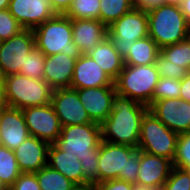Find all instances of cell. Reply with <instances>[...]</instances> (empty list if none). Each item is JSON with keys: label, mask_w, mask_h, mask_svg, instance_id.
<instances>
[{"label": "cell", "mask_w": 190, "mask_h": 190, "mask_svg": "<svg viewBox=\"0 0 190 190\" xmlns=\"http://www.w3.org/2000/svg\"><path fill=\"white\" fill-rule=\"evenodd\" d=\"M139 154L140 150L137 148L127 160L126 167V182L136 184L139 171Z\"/></svg>", "instance_id": "74e56055"}, {"label": "cell", "mask_w": 190, "mask_h": 190, "mask_svg": "<svg viewBox=\"0 0 190 190\" xmlns=\"http://www.w3.org/2000/svg\"><path fill=\"white\" fill-rule=\"evenodd\" d=\"M101 86L115 85L110 76L88 54H82L76 59L70 87L83 89Z\"/></svg>", "instance_id": "e0dca14e"}, {"label": "cell", "mask_w": 190, "mask_h": 190, "mask_svg": "<svg viewBox=\"0 0 190 190\" xmlns=\"http://www.w3.org/2000/svg\"><path fill=\"white\" fill-rule=\"evenodd\" d=\"M46 55L36 46L26 56L24 68L20 69L19 74L32 79L43 80V71Z\"/></svg>", "instance_id": "f546056e"}, {"label": "cell", "mask_w": 190, "mask_h": 190, "mask_svg": "<svg viewBox=\"0 0 190 190\" xmlns=\"http://www.w3.org/2000/svg\"><path fill=\"white\" fill-rule=\"evenodd\" d=\"M10 0H0V10H6L9 7Z\"/></svg>", "instance_id": "c3c4849f"}, {"label": "cell", "mask_w": 190, "mask_h": 190, "mask_svg": "<svg viewBox=\"0 0 190 190\" xmlns=\"http://www.w3.org/2000/svg\"><path fill=\"white\" fill-rule=\"evenodd\" d=\"M35 46L46 56L64 53L69 57L79 58L80 49L73 42L72 19L65 14H56L33 29Z\"/></svg>", "instance_id": "7a4b0ae2"}, {"label": "cell", "mask_w": 190, "mask_h": 190, "mask_svg": "<svg viewBox=\"0 0 190 190\" xmlns=\"http://www.w3.org/2000/svg\"><path fill=\"white\" fill-rule=\"evenodd\" d=\"M47 165L77 185L84 184V172L79 158L60 150L55 144H49Z\"/></svg>", "instance_id": "7402d4cb"}, {"label": "cell", "mask_w": 190, "mask_h": 190, "mask_svg": "<svg viewBox=\"0 0 190 190\" xmlns=\"http://www.w3.org/2000/svg\"><path fill=\"white\" fill-rule=\"evenodd\" d=\"M148 107L116 94L110 103V114L101 124L102 140L138 148L141 121Z\"/></svg>", "instance_id": "6da1fadb"}, {"label": "cell", "mask_w": 190, "mask_h": 190, "mask_svg": "<svg viewBox=\"0 0 190 190\" xmlns=\"http://www.w3.org/2000/svg\"><path fill=\"white\" fill-rule=\"evenodd\" d=\"M49 144L34 136H29L14 154L22 173H36L47 165Z\"/></svg>", "instance_id": "d6986e66"}, {"label": "cell", "mask_w": 190, "mask_h": 190, "mask_svg": "<svg viewBox=\"0 0 190 190\" xmlns=\"http://www.w3.org/2000/svg\"><path fill=\"white\" fill-rule=\"evenodd\" d=\"M159 52L160 49L150 36L136 40L124 58V64L131 66L155 64Z\"/></svg>", "instance_id": "cb8c5ba5"}, {"label": "cell", "mask_w": 190, "mask_h": 190, "mask_svg": "<svg viewBox=\"0 0 190 190\" xmlns=\"http://www.w3.org/2000/svg\"><path fill=\"white\" fill-rule=\"evenodd\" d=\"M101 141V125L87 123L62 127L60 136L54 144L80 160L86 156L99 155Z\"/></svg>", "instance_id": "52a82bcc"}, {"label": "cell", "mask_w": 190, "mask_h": 190, "mask_svg": "<svg viewBox=\"0 0 190 190\" xmlns=\"http://www.w3.org/2000/svg\"><path fill=\"white\" fill-rule=\"evenodd\" d=\"M178 137L179 134L170 130L150 111H147L141 121L138 149L173 162Z\"/></svg>", "instance_id": "8992f818"}, {"label": "cell", "mask_w": 190, "mask_h": 190, "mask_svg": "<svg viewBox=\"0 0 190 190\" xmlns=\"http://www.w3.org/2000/svg\"><path fill=\"white\" fill-rule=\"evenodd\" d=\"M181 2L182 0H163V4H168L173 6H179Z\"/></svg>", "instance_id": "7dc6e473"}, {"label": "cell", "mask_w": 190, "mask_h": 190, "mask_svg": "<svg viewBox=\"0 0 190 190\" xmlns=\"http://www.w3.org/2000/svg\"><path fill=\"white\" fill-rule=\"evenodd\" d=\"M35 47L32 29H24L16 36L0 42V68L4 76L18 74L24 68L26 56Z\"/></svg>", "instance_id": "9c48e42d"}, {"label": "cell", "mask_w": 190, "mask_h": 190, "mask_svg": "<svg viewBox=\"0 0 190 190\" xmlns=\"http://www.w3.org/2000/svg\"><path fill=\"white\" fill-rule=\"evenodd\" d=\"M29 136L22 110L7 106L0 113V145L14 151Z\"/></svg>", "instance_id": "ac0fdd59"}, {"label": "cell", "mask_w": 190, "mask_h": 190, "mask_svg": "<svg viewBox=\"0 0 190 190\" xmlns=\"http://www.w3.org/2000/svg\"><path fill=\"white\" fill-rule=\"evenodd\" d=\"M0 190H7L0 181Z\"/></svg>", "instance_id": "f907efd6"}, {"label": "cell", "mask_w": 190, "mask_h": 190, "mask_svg": "<svg viewBox=\"0 0 190 190\" xmlns=\"http://www.w3.org/2000/svg\"><path fill=\"white\" fill-rule=\"evenodd\" d=\"M179 7L190 27V0H182Z\"/></svg>", "instance_id": "7bdbcfd3"}, {"label": "cell", "mask_w": 190, "mask_h": 190, "mask_svg": "<svg viewBox=\"0 0 190 190\" xmlns=\"http://www.w3.org/2000/svg\"><path fill=\"white\" fill-rule=\"evenodd\" d=\"M7 107L4 90H0V113Z\"/></svg>", "instance_id": "f6af8a7d"}, {"label": "cell", "mask_w": 190, "mask_h": 190, "mask_svg": "<svg viewBox=\"0 0 190 190\" xmlns=\"http://www.w3.org/2000/svg\"><path fill=\"white\" fill-rule=\"evenodd\" d=\"M173 168V162L165 157L140 150L137 183L150 188H162Z\"/></svg>", "instance_id": "9a60e30c"}, {"label": "cell", "mask_w": 190, "mask_h": 190, "mask_svg": "<svg viewBox=\"0 0 190 190\" xmlns=\"http://www.w3.org/2000/svg\"><path fill=\"white\" fill-rule=\"evenodd\" d=\"M76 59L64 53L46 56L43 79L53 89L70 87Z\"/></svg>", "instance_id": "44dd1931"}, {"label": "cell", "mask_w": 190, "mask_h": 190, "mask_svg": "<svg viewBox=\"0 0 190 190\" xmlns=\"http://www.w3.org/2000/svg\"><path fill=\"white\" fill-rule=\"evenodd\" d=\"M137 148L102 140L99 145V182L119 179L126 181L127 160Z\"/></svg>", "instance_id": "30bf717a"}, {"label": "cell", "mask_w": 190, "mask_h": 190, "mask_svg": "<svg viewBox=\"0 0 190 190\" xmlns=\"http://www.w3.org/2000/svg\"><path fill=\"white\" fill-rule=\"evenodd\" d=\"M8 10L24 29H34L56 12L48 0H10Z\"/></svg>", "instance_id": "5bb4252c"}, {"label": "cell", "mask_w": 190, "mask_h": 190, "mask_svg": "<svg viewBox=\"0 0 190 190\" xmlns=\"http://www.w3.org/2000/svg\"><path fill=\"white\" fill-rule=\"evenodd\" d=\"M7 190H41L35 173H21Z\"/></svg>", "instance_id": "8d00e7d4"}, {"label": "cell", "mask_w": 190, "mask_h": 190, "mask_svg": "<svg viewBox=\"0 0 190 190\" xmlns=\"http://www.w3.org/2000/svg\"><path fill=\"white\" fill-rule=\"evenodd\" d=\"M72 36L82 54H87L108 36V31L100 20L72 19Z\"/></svg>", "instance_id": "ffe728a7"}, {"label": "cell", "mask_w": 190, "mask_h": 190, "mask_svg": "<svg viewBox=\"0 0 190 190\" xmlns=\"http://www.w3.org/2000/svg\"><path fill=\"white\" fill-rule=\"evenodd\" d=\"M73 190H95L93 183L77 185Z\"/></svg>", "instance_id": "ee69618b"}, {"label": "cell", "mask_w": 190, "mask_h": 190, "mask_svg": "<svg viewBox=\"0 0 190 190\" xmlns=\"http://www.w3.org/2000/svg\"><path fill=\"white\" fill-rule=\"evenodd\" d=\"M76 91L90 119L101 125L110 114L111 100L117 94L115 86L90 87Z\"/></svg>", "instance_id": "2e32d148"}, {"label": "cell", "mask_w": 190, "mask_h": 190, "mask_svg": "<svg viewBox=\"0 0 190 190\" xmlns=\"http://www.w3.org/2000/svg\"><path fill=\"white\" fill-rule=\"evenodd\" d=\"M148 111L177 134L190 131V102L181 98L162 99L151 103Z\"/></svg>", "instance_id": "4fadbf2b"}, {"label": "cell", "mask_w": 190, "mask_h": 190, "mask_svg": "<svg viewBox=\"0 0 190 190\" xmlns=\"http://www.w3.org/2000/svg\"><path fill=\"white\" fill-rule=\"evenodd\" d=\"M149 36L159 49L190 36V27L179 6L162 4L147 12Z\"/></svg>", "instance_id": "3957f363"}, {"label": "cell", "mask_w": 190, "mask_h": 190, "mask_svg": "<svg viewBox=\"0 0 190 190\" xmlns=\"http://www.w3.org/2000/svg\"><path fill=\"white\" fill-rule=\"evenodd\" d=\"M180 87V80L160 77L152 95V103L162 99L180 98Z\"/></svg>", "instance_id": "4dcf8cb0"}, {"label": "cell", "mask_w": 190, "mask_h": 190, "mask_svg": "<svg viewBox=\"0 0 190 190\" xmlns=\"http://www.w3.org/2000/svg\"><path fill=\"white\" fill-rule=\"evenodd\" d=\"M3 90L7 106L20 110L51 103L53 92L44 79H32L19 73L5 77Z\"/></svg>", "instance_id": "277c9868"}, {"label": "cell", "mask_w": 190, "mask_h": 190, "mask_svg": "<svg viewBox=\"0 0 190 190\" xmlns=\"http://www.w3.org/2000/svg\"><path fill=\"white\" fill-rule=\"evenodd\" d=\"M173 166L190 170V131L179 134Z\"/></svg>", "instance_id": "1f68e13d"}, {"label": "cell", "mask_w": 190, "mask_h": 190, "mask_svg": "<svg viewBox=\"0 0 190 190\" xmlns=\"http://www.w3.org/2000/svg\"><path fill=\"white\" fill-rule=\"evenodd\" d=\"M5 76L0 68V90L4 89Z\"/></svg>", "instance_id": "681fc988"}, {"label": "cell", "mask_w": 190, "mask_h": 190, "mask_svg": "<svg viewBox=\"0 0 190 190\" xmlns=\"http://www.w3.org/2000/svg\"><path fill=\"white\" fill-rule=\"evenodd\" d=\"M163 190H190V170L172 168L170 175L163 184Z\"/></svg>", "instance_id": "836d02e7"}, {"label": "cell", "mask_w": 190, "mask_h": 190, "mask_svg": "<svg viewBox=\"0 0 190 190\" xmlns=\"http://www.w3.org/2000/svg\"><path fill=\"white\" fill-rule=\"evenodd\" d=\"M160 53L172 64L190 71V36L179 43L163 47Z\"/></svg>", "instance_id": "83f0119b"}, {"label": "cell", "mask_w": 190, "mask_h": 190, "mask_svg": "<svg viewBox=\"0 0 190 190\" xmlns=\"http://www.w3.org/2000/svg\"><path fill=\"white\" fill-rule=\"evenodd\" d=\"M22 172L13 150L0 145V181L8 189L11 187Z\"/></svg>", "instance_id": "4316f807"}, {"label": "cell", "mask_w": 190, "mask_h": 190, "mask_svg": "<svg viewBox=\"0 0 190 190\" xmlns=\"http://www.w3.org/2000/svg\"><path fill=\"white\" fill-rule=\"evenodd\" d=\"M133 190H163L162 188H150L144 185L133 184Z\"/></svg>", "instance_id": "bcb514c9"}, {"label": "cell", "mask_w": 190, "mask_h": 190, "mask_svg": "<svg viewBox=\"0 0 190 190\" xmlns=\"http://www.w3.org/2000/svg\"><path fill=\"white\" fill-rule=\"evenodd\" d=\"M133 8V0H100L99 20L108 27Z\"/></svg>", "instance_id": "484cf974"}, {"label": "cell", "mask_w": 190, "mask_h": 190, "mask_svg": "<svg viewBox=\"0 0 190 190\" xmlns=\"http://www.w3.org/2000/svg\"><path fill=\"white\" fill-rule=\"evenodd\" d=\"M155 65L159 73V77H168L181 80L188 73L184 67L178 66L177 64H172V62L167 60L160 52L157 55Z\"/></svg>", "instance_id": "e575fe53"}, {"label": "cell", "mask_w": 190, "mask_h": 190, "mask_svg": "<svg viewBox=\"0 0 190 190\" xmlns=\"http://www.w3.org/2000/svg\"><path fill=\"white\" fill-rule=\"evenodd\" d=\"M95 190H133V184L119 180L111 179L94 184Z\"/></svg>", "instance_id": "f35d334b"}, {"label": "cell", "mask_w": 190, "mask_h": 190, "mask_svg": "<svg viewBox=\"0 0 190 190\" xmlns=\"http://www.w3.org/2000/svg\"><path fill=\"white\" fill-rule=\"evenodd\" d=\"M114 81L124 67V58L118 53L107 36L87 53Z\"/></svg>", "instance_id": "603a6c76"}, {"label": "cell", "mask_w": 190, "mask_h": 190, "mask_svg": "<svg viewBox=\"0 0 190 190\" xmlns=\"http://www.w3.org/2000/svg\"><path fill=\"white\" fill-rule=\"evenodd\" d=\"M99 155L86 156L81 158L82 170L84 172V184L99 183Z\"/></svg>", "instance_id": "d590c367"}, {"label": "cell", "mask_w": 190, "mask_h": 190, "mask_svg": "<svg viewBox=\"0 0 190 190\" xmlns=\"http://www.w3.org/2000/svg\"><path fill=\"white\" fill-rule=\"evenodd\" d=\"M100 0H73L65 13L70 19L99 20Z\"/></svg>", "instance_id": "f1b7e54d"}, {"label": "cell", "mask_w": 190, "mask_h": 190, "mask_svg": "<svg viewBox=\"0 0 190 190\" xmlns=\"http://www.w3.org/2000/svg\"><path fill=\"white\" fill-rule=\"evenodd\" d=\"M180 81H181L180 98L187 102H190V71Z\"/></svg>", "instance_id": "b9f144b4"}, {"label": "cell", "mask_w": 190, "mask_h": 190, "mask_svg": "<svg viewBox=\"0 0 190 190\" xmlns=\"http://www.w3.org/2000/svg\"><path fill=\"white\" fill-rule=\"evenodd\" d=\"M51 104L62 127L95 123L90 119L74 88L53 89Z\"/></svg>", "instance_id": "7c38bea8"}, {"label": "cell", "mask_w": 190, "mask_h": 190, "mask_svg": "<svg viewBox=\"0 0 190 190\" xmlns=\"http://www.w3.org/2000/svg\"><path fill=\"white\" fill-rule=\"evenodd\" d=\"M134 8L148 12L163 4V0H133Z\"/></svg>", "instance_id": "ab89813d"}, {"label": "cell", "mask_w": 190, "mask_h": 190, "mask_svg": "<svg viewBox=\"0 0 190 190\" xmlns=\"http://www.w3.org/2000/svg\"><path fill=\"white\" fill-rule=\"evenodd\" d=\"M56 14H65L70 8L73 0H48Z\"/></svg>", "instance_id": "60d3db41"}, {"label": "cell", "mask_w": 190, "mask_h": 190, "mask_svg": "<svg viewBox=\"0 0 190 190\" xmlns=\"http://www.w3.org/2000/svg\"><path fill=\"white\" fill-rule=\"evenodd\" d=\"M107 31L116 50L125 58L133 42L149 36L147 12L133 8L108 26Z\"/></svg>", "instance_id": "ba28073f"}, {"label": "cell", "mask_w": 190, "mask_h": 190, "mask_svg": "<svg viewBox=\"0 0 190 190\" xmlns=\"http://www.w3.org/2000/svg\"><path fill=\"white\" fill-rule=\"evenodd\" d=\"M24 28L8 9L0 10V42L19 34Z\"/></svg>", "instance_id": "d6a6232c"}, {"label": "cell", "mask_w": 190, "mask_h": 190, "mask_svg": "<svg viewBox=\"0 0 190 190\" xmlns=\"http://www.w3.org/2000/svg\"><path fill=\"white\" fill-rule=\"evenodd\" d=\"M30 136L48 144H54L60 136L62 126L51 103L28 107L22 110Z\"/></svg>", "instance_id": "8fae6325"}, {"label": "cell", "mask_w": 190, "mask_h": 190, "mask_svg": "<svg viewBox=\"0 0 190 190\" xmlns=\"http://www.w3.org/2000/svg\"><path fill=\"white\" fill-rule=\"evenodd\" d=\"M41 190H73L77 184L49 165L35 173Z\"/></svg>", "instance_id": "d4e9b609"}, {"label": "cell", "mask_w": 190, "mask_h": 190, "mask_svg": "<svg viewBox=\"0 0 190 190\" xmlns=\"http://www.w3.org/2000/svg\"><path fill=\"white\" fill-rule=\"evenodd\" d=\"M159 78L155 64L124 65L114 80V85L118 95L128 97L148 107L152 103V95Z\"/></svg>", "instance_id": "5b68a950"}]
</instances>
